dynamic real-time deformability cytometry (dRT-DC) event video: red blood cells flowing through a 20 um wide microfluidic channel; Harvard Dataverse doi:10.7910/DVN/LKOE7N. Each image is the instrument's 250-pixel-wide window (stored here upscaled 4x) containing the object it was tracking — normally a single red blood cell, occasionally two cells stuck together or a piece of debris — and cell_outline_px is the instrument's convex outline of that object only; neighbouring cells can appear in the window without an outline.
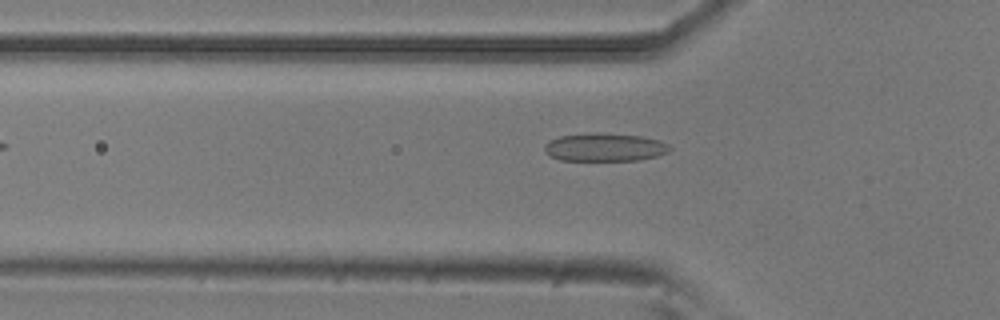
{"species": "common noctule bat (a hibernating species)", "species_latin": "Nyctalus noctula", "temperature_condition": "room temperature", "stored_images_in_passage": 35, "camera_frame_rate_fps": 3000, "um_per_image_px": 0.085, "animal": {"sex": "male", "body_mass_g": 20.5, "forearm_length_mm": 52.5}, "frame": {"image": 1, "passage_image": 3, "time_ms": 0.667, "image_size_px": [1000, 320], "cell_outline_px": [[672, 148], [668, 152], [656, 156], [636, 160], [560, 160], [544, 152], [544, 144], [548, 140], [560, 136], [592, 132], [600, 132], [640, 136], [660, 140], [668, 144]], "centroid_in_image_um": [51.38, 12.5], "position_along_channel_um": 74.4, "area_um2": 20.63}}
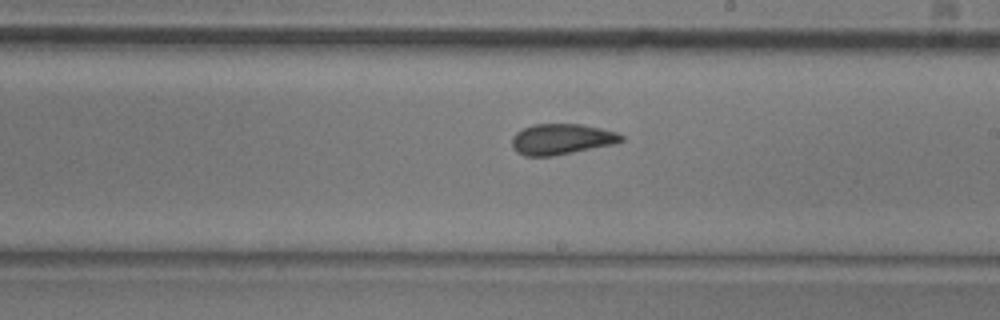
{"frame": {"image": 2, "passage_image": 16, "time_ms": 5.0, "image_size_px": [1000, 320], "cell_outline_px": [[624, 140], [612, 144], [552, 156], [524, 156], [516, 152], [512, 148], [512, 136], [516, 132], [532, 124], [580, 124], [600, 128], [616, 132], [624, 136]], "centroid_in_image_um": [47.68, 11.83], "position_along_channel_um": 241.3, "area_um2": 19.48}}
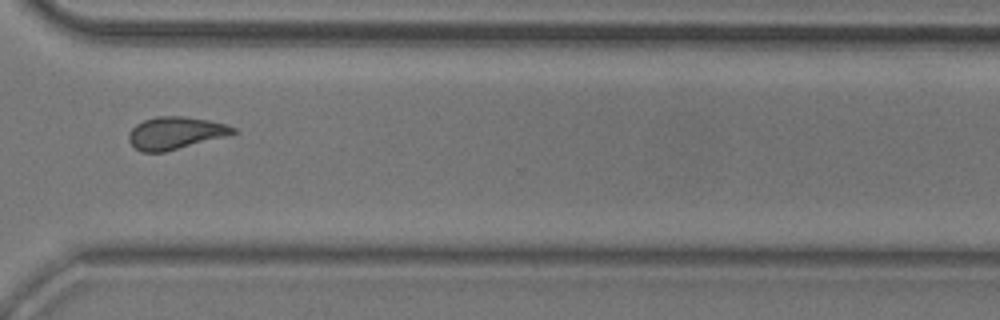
{"frame": {"image": 3, "passage_image": 25, "time_ms": 8.0, "image_size_px": [1000, 320], "cell_outline_px": [[236, 132], [224, 136], [164, 152], [140, 152], [128, 140], [128, 136], [132, 128], [136, 124], [144, 120], [156, 116], [184, 116], [208, 120], [228, 124], [236, 128]], "centroid_in_image_um": [14.88, 11.29], "position_along_channel_um": 355.7, "area_um2": 19.48}, "authors_computed_cell_mechanics": {"area_um2": 19.5942, "velocity_mm_per_s": 3.819, "shape_relaxation_time_tau1_ms": 8.067, "shape_relaxation_time_tau2_ms": 1.2899, "deformation_change_tau1": 0.1446, "deformation_change_tau2": 0.0864}}